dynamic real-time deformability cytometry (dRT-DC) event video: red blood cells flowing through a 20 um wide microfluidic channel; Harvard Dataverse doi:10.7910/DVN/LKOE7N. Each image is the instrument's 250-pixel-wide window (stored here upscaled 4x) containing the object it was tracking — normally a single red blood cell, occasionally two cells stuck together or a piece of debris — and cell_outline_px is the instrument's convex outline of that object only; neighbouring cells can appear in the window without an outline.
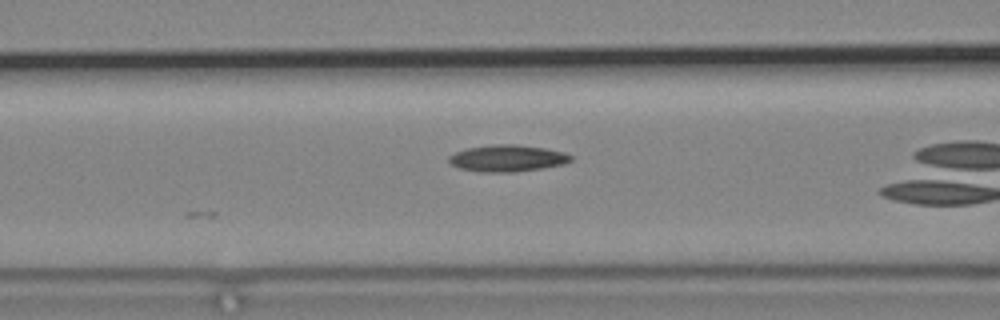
{"species": "common noctule bat (a hibernating species)", "species_latin": "Nyctalus noctula", "temperature_condition": "cold", "stored_images_in_passage": 16, "camera_frame_rate_fps": 3000, "um_per_image_px": 0.085, "animal": {"sex": "male", "body_mass_g": 19.2, "forearm_length_mm": 51.8}, "frame": {"image": 1, "passage_image": 9, "time_ms": 2.667, "image_size_px": [1000, 320], "cell_outline_px": [[572, 160], [564, 164], [516, 172], [480, 172], [460, 168], [452, 164], [448, 160], [448, 156], [456, 152], [468, 148], [492, 144], [512, 144], [544, 148], [564, 152], [572, 156]], "centroid_in_image_um": [43.12, 13.45], "position_along_channel_um": 123.5, "area_um2": 18.84}}